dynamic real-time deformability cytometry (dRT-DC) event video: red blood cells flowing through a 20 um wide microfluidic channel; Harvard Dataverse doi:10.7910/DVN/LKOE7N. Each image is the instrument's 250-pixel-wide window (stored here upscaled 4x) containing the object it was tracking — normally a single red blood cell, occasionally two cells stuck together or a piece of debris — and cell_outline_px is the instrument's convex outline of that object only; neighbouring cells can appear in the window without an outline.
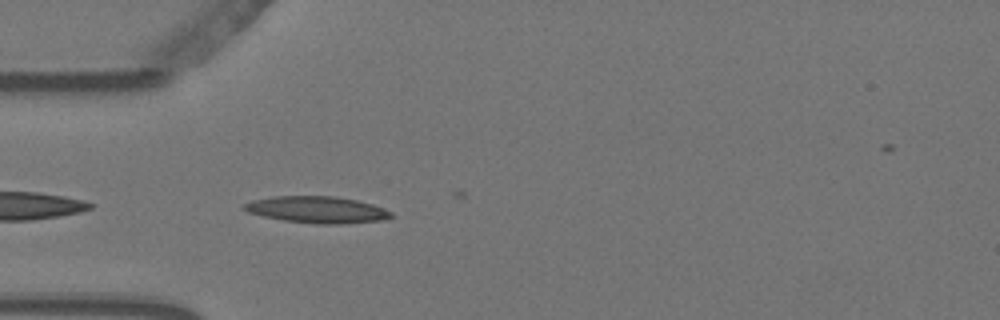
{"species": "Egyptian fruit bat (a non-hibernating species)", "species_latin": "Rousettus aegyptiacus", "temperature_condition": "warm", "stored_images_in_passage": 6, "camera_frame_rate_fps": 3000, "um_per_image_px": 0.085, "animal": {"sex": "female"}, "frame": {"image": 1, "passage_image": 2, "time_ms": 0.333, "image_size_px": [1000, 320], "cell_outline_px": [[392, 216], [380, 220], [340, 224], [320, 224], [284, 220], [264, 216], [248, 212], [240, 208], [244, 204], [252, 200], [272, 196], [336, 196], [356, 200], [372, 204], [392, 212]], "centroid_in_image_um": [26.9, 17.81], "position_along_channel_um": 58.1, "area_um2": 22.66}}